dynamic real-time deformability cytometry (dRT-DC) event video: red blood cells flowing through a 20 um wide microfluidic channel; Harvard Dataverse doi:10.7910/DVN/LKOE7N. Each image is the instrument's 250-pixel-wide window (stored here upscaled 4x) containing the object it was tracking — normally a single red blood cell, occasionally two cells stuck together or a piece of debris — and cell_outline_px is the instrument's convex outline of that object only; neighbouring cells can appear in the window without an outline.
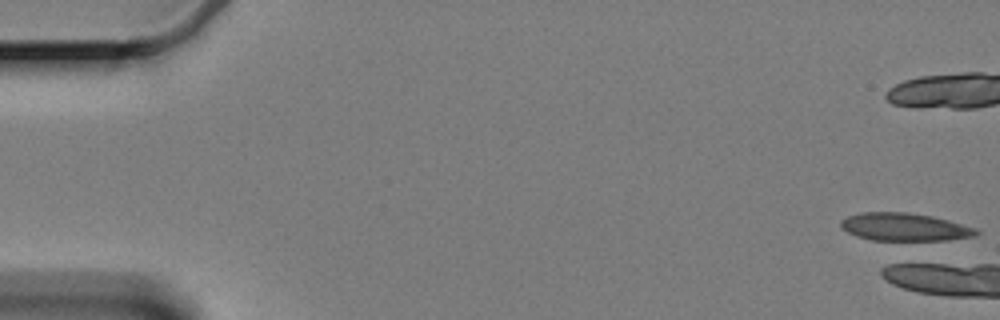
{"species": "Egyptian fruit bat (a non-hibernating species)", "species_latin": "Rousettus aegyptiacus", "temperature_condition": "cold", "stored_images_in_passage": 1, "camera_frame_rate_fps": 3000, "um_per_image_px": 0.085, "animal": {"sex": "female"}, "frame": {"image": 1, "passage_image": 1, "time_ms": 0.0, "image_size_px": [1000, 320], "cell_outline_px": [[980, 232], [976, 236], [948, 240], [872, 240], [856, 236], [840, 228], [840, 220], [848, 216], [860, 212], [904, 212], [932, 216], [948, 220], [976, 228]], "centroid_in_image_um": [76.87, 19.29], "position_along_channel_um": 8.1, "area_um2": 22.02}}